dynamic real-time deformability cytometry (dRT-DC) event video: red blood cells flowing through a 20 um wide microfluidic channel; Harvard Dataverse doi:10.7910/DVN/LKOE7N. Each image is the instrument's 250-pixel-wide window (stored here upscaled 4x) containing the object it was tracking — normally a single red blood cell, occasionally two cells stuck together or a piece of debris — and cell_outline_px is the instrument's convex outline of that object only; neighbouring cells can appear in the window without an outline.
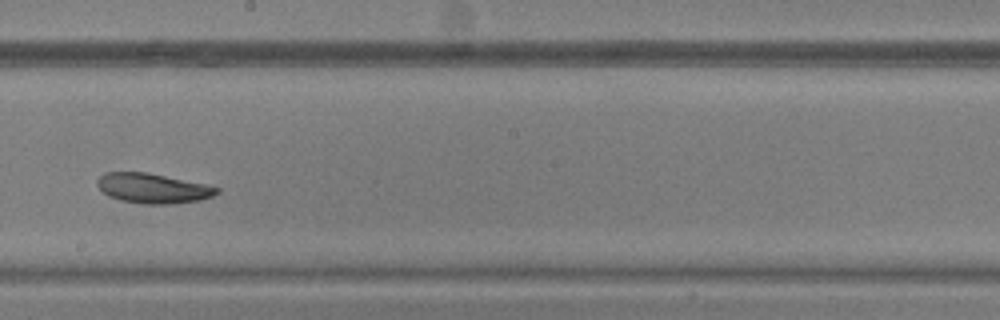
{"species": "common noctule bat (a hibernating species)", "species_latin": "Nyctalus noctula", "temperature_condition": "warm", "stored_images_in_passage": 50, "camera_frame_rate_fps": 3000, "um_per_image_px": 0.085, "animal": {"sex": "male", "body_mass_g": 20.5, "forearm_length_mm": 52.5}, "frame": {"image": 1, "passage_image": 29, "time_ms": 9.333, "image_size_px": [1000, 320], "cell_outline_px": [[220, 192], [212, 196], [200, 200], [172, 204], [144, 204], [120, 200], [108, 196], [96, 184], [96, 180], [104, 172], [144, 172], [204, 184], [220, 188]], "centroid_in_image_um": [12.97, 16.01], "position_along_channel_um": 235.2, "area_um2": 20.63}}
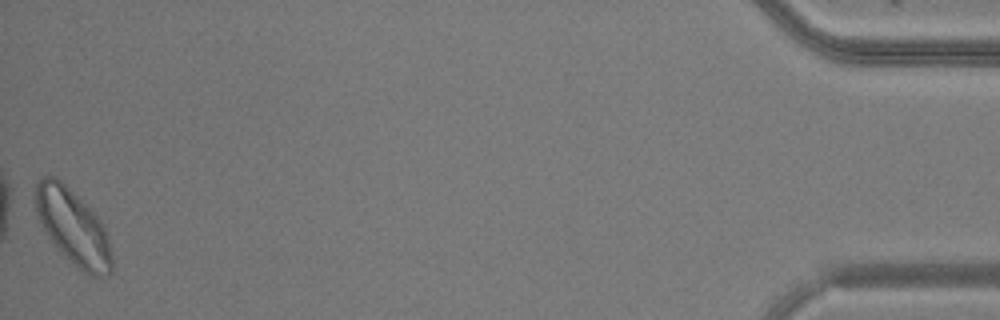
{"frame": {"image": 2, "passage_image": 50, "time_ms": 16.333, "image_size_px": [1000, 320], "cell_outline_px": [[112, 272], [108, 276], [88, 276], [64, 256], [56, 248], [48, 236], [36, 212], [36, 180], [40, 176], [56, 176], [104, 224], [112, 256]], "centroid_in_image_um": [6.21, 19.33], "position_along_channel_um": 429.0, "area_um2": 33.18}}